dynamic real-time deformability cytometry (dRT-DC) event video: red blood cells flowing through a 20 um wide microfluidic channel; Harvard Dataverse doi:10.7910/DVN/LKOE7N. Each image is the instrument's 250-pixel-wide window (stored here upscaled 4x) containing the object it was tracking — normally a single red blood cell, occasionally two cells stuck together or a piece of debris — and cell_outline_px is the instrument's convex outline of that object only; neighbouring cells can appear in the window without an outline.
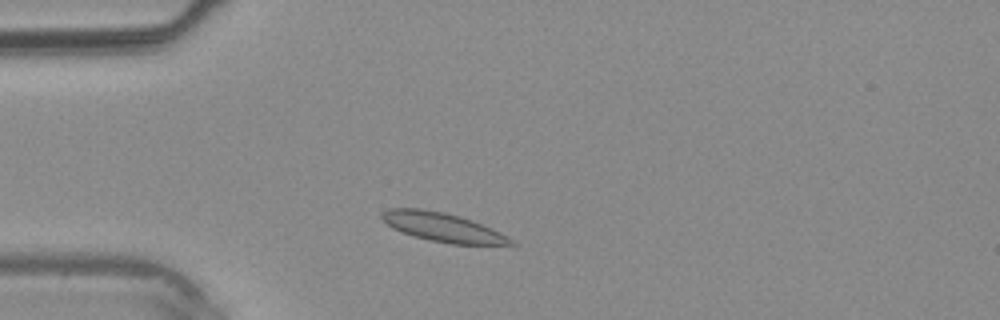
{"species": "common noctule bat (a hibernating species)", "species_latin": "Nyctalus noctula", "temperature_condition": "warm", "stored_images_in_passage": 33, "camera_frame_rate_fps": 3000, "um_per_image_px": 0.085, "animal": {"sex": "male", "body_mass_g": 20.4}, "frame": {"image": 1, "passage_image": 5, "time_ms": 1.333, "image_size_px": [1000, 320], "cell_outline_px": [[516, 244], [452, 244], [432, 240], [416, 236], [392, 228], [380, 216], [388, 208], [420, 208], [444, 212], [472, 220], [500, 232], [508, 236]], "centroid_in_image_um": [37.62, 19.3], "position_along_channel_um": 47.4, "area_um2": 21.21}}
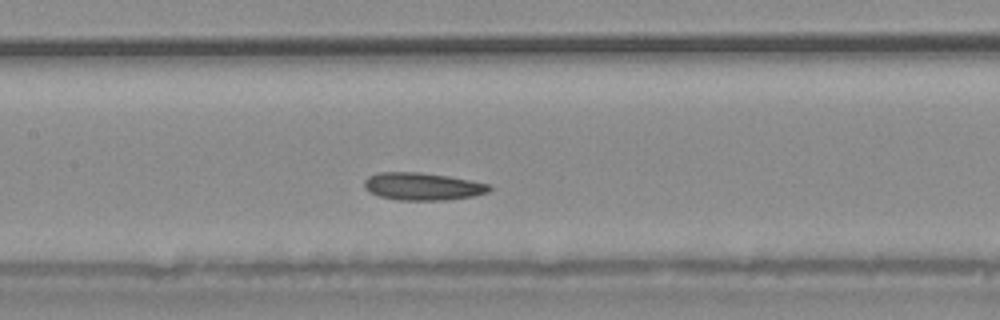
{"frame": {"image": 2, "passage_image": 13, "time_ms": 4.0, "image_size_px": [1000, 320], "cell_outline_px": [[492, 188], [488, 192], [472, 196], [444, 200], [400, 200], [380, 196], [364, 188], [364, 180], [368, 176], [376, 172], [420, 172], [448, 176], [492, 184]], "centroid_in_image_um": [35.93, 15.83], "position_along_channel_um": 171.5, "area_um2": 20.06}}
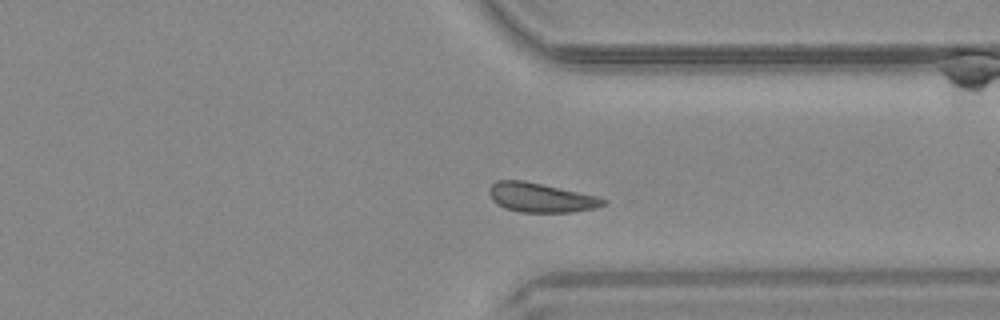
{"frame": {"image": 3, "passage_image": 24, "time_ms": 7.667, "image_size_px": [1000, 320], "cell_outline_px": [[608, 200], [604, 204], [596, 208], [572, 212], [520, 212], [504, 208], [496, 204], [492, 200], [488, 192], [488, 188], [496, 180], [524, 180], [596, 196]], "centroid_in_image_um": [45.92, 16.8], "position_along_channel_um": 365.5, "area_um2": 19.48}}